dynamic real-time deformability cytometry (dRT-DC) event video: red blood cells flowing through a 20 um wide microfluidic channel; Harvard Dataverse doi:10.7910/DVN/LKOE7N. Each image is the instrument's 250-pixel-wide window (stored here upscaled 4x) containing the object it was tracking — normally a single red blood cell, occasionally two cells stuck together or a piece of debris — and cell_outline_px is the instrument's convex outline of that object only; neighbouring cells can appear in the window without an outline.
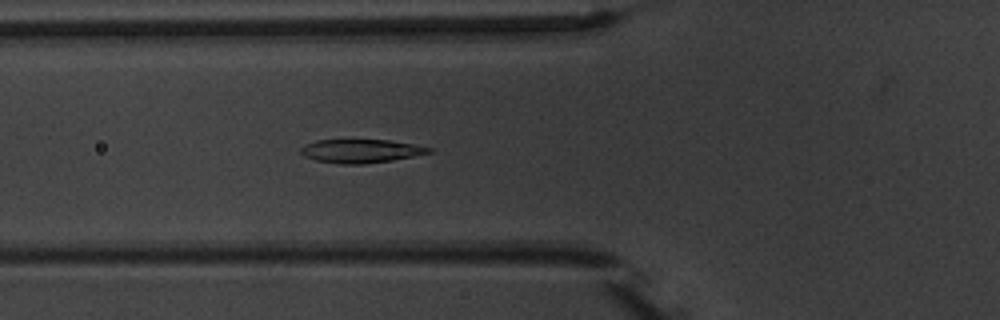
{"species": "common noctule bat (a hibernating species)", "species_latin": "Nyctalus noctula", "temperature_condition": "warm", "stored_images_in_passage": 6, "camera_frame_rate_fps": 3000, "um_per_image_px": 0.085, "animal": {"sex": "male", "body_mass_g": 20.1, "forearm_length_mm": 53.5}, "frame": {"image": 1, "passage_image": 6, "time_ms": 6.0, "image_size_px": [1000, 320], "cell_outline_px": [[432, 152], [392, 160], [364, 164], [340, 164], [316, 160], [304, 156], [300, 152], [300, 148], [304, 144], [316, 140], [388, 140], [412, 144], [432, 148]], "centroid_in_image_um": [30.62, 12.83], "position_along_channel_um": 95.2, "area_um2": 17.46}}